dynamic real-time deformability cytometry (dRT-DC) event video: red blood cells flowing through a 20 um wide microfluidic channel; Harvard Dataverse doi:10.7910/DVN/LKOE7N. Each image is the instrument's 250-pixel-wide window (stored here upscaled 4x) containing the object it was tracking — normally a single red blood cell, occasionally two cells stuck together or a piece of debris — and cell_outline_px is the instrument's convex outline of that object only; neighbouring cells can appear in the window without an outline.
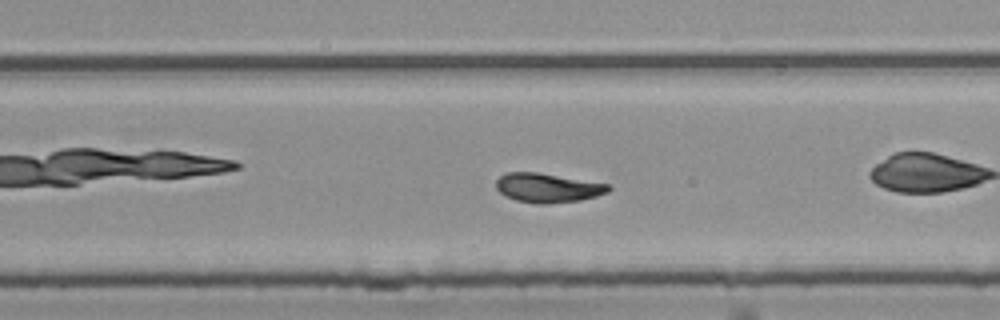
{"species": "common noctule bat (a hibernating species)", "species_latin": "Nyctalus noctula", "temperature_condition": "room temperature", "stored_images_in_passage": 35, "camera_frame_rate_fps": 3000, "um_per_image_px": 0.085, "animal": {"sex": "female", "body_mass_g": 25.1}, "frame": {"image": 1, "passage_image": 16, "time_ms": 5.0, "image_size_px": [1000, 320], "cell_outline_px": [[612, 188], [608, 192], [596, 196], [580, 200], [548, 204], [536, 204], [516, 200], [504, 196], [496, 188], [496, 180], [500, 176], [508, 172], [536, 172], [612, 184]], "centroid_in_image_um": [46.57, 15.97], "position_along_channel_um": 283.2, "area_um2": 19.31}, "authors_computed_cell_mechanics": {"area_um2": 19.0162, "velocity_mm_per_s": 3.739, "shape_relaxation_time_tau1_ms": 9.5696, "shape_relaxation_time_tau2_ms": 3.4863, "deformation_change_tau1": 0.206, "deformation_change_tau2": 0.0698}}